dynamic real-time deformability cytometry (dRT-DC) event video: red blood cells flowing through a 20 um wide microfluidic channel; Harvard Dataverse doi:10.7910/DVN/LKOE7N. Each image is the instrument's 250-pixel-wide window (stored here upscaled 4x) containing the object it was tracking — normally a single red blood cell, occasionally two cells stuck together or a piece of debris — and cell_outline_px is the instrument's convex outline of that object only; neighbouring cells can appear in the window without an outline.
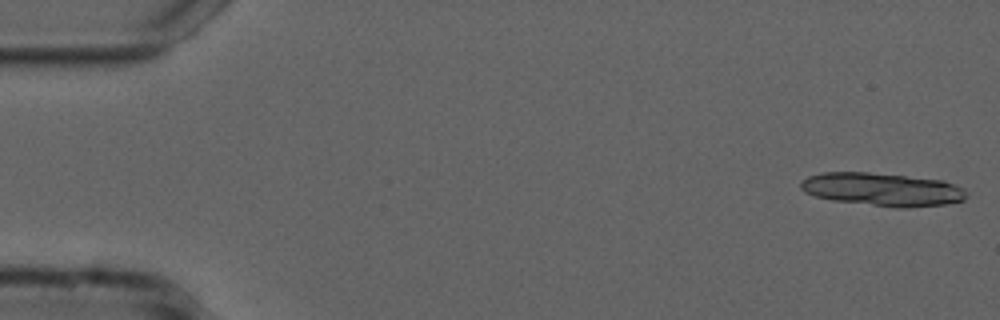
{"species": "common noctule bat (a hibernating species)", "species_latin": "Nyctalus noctula", "temperature_condition": "cold", "stored_images_in_passage": 14, "camera_frame_rate_fps": 3000, "um_per_image_px": 0.085, "animal": {"sex": "male", "forearm_length_mm": 52.5}, "frame": {"image": 1, "passage_image": 1, "time_ms": 0.0, "image_size_px": [1000, 320], "cell_outline_px": [[968, 196], [964, 200], [948, 204], [908, 208], [896, 208], [832, 200], [816, 196], [804, 192], [800, 188], [800, 180], [808, 176], [824, 172], [868, 172], [944, 180], [964, 188], [968, 192]], "centroid_in_image_um": [75.03, 16.1], "position_along_channel_um": 10.0, "area_um2": 32.37}}